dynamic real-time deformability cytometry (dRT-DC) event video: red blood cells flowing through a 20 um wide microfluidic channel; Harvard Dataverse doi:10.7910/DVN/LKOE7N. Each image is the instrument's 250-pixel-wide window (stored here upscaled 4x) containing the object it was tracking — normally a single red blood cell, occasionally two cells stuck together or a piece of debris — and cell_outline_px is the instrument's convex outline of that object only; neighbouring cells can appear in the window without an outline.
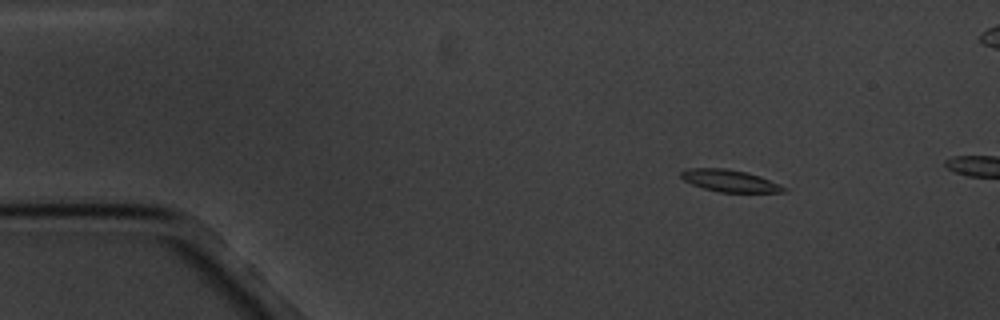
{"species": "common noctule bat (a hibernating species)", "species_latin": "Nyctalus noctula", "temperature_condition": "cold", "stored_images_in_passage": 4, "camera_frame_rate_fps": 3000, "um_per_image_px": 0.085, "animal": {"sex": "male", "body_mass_g": 20.1, "forearm_length_mm": 53.5}, "frame": {"image": 1, "passage_image": 2, "time_ms": 2.0, "image_size_px": [1000, 320], "cell_outline_px": [[788, 192], [720, 192], [704, 188], [692, 184], [684, 180], [680, 176], [680, 172], [688, 168], [724, 168], [748, 172], [760, 176], [780, 184], [788, 188]], "centroid_in_image_um": [62.06, 15.36], "position_along_channel_um": 22.9, "area_um2": 13.24}}